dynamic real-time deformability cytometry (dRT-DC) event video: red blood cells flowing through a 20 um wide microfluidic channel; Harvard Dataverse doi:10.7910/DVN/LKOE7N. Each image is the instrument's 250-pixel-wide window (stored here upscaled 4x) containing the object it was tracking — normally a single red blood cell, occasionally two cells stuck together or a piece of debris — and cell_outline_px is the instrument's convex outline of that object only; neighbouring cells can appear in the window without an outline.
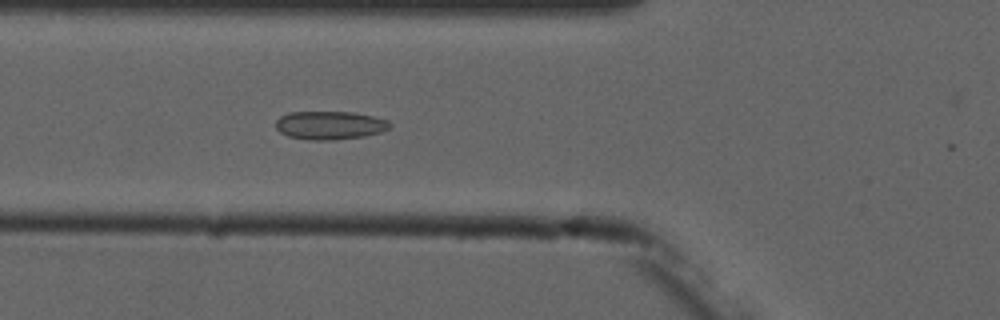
{"species": "common noctule bat (a hibernating species)", "species_latin": "Nyctalus noctula", "temperature_condition": "cold", "stored_images_in_passage": 4, "camera_frame_rate_fps": 3000, "um_per_image_px": 0.085, "animal": {"sex": "male", "forearm_length_mm": 52.5}, "frame": {"image": 1, "passage_image": 4, "time_ms": 3.333, "image_size_px": [1000, 320], "cell_outline_px": [[392, 124], [388, 128], [380, 132], [364, 136], [332, 140], [308, 140], [288, 136], [280, 132], [276, 128], [276, 120], [280, 116], [292, 112], [352, 112], [372, 116], [388, 120]], "centroid_in_image_um": [28.02, 10.65], "position_along_channel_um": 97.8, "area_um2": 18.79}}